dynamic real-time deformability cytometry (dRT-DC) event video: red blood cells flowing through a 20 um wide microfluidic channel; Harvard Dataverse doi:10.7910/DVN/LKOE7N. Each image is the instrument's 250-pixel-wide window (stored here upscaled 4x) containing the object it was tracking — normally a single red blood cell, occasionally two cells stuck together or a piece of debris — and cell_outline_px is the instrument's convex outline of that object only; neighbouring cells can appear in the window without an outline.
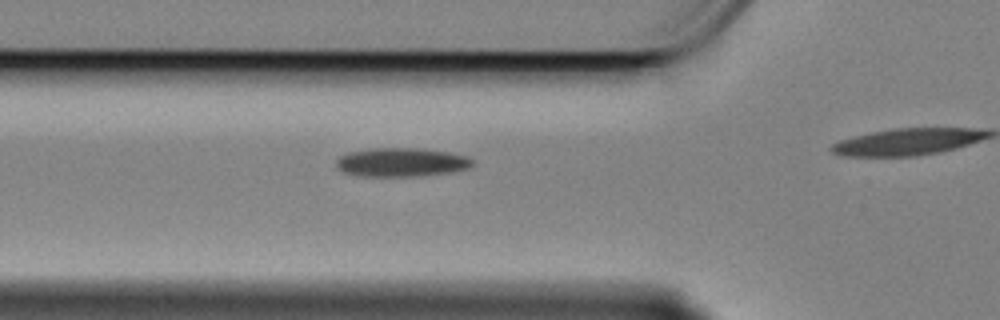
{"species": "Egyptian fruit bat (a non-hibernating species)", "species_latin": "Rousettus aegyptiacus", "temperature_condition": "cold", "stored_images_in_passage": 19, "camera_frame_rate_fps": 3000, "um_per_image_px": 0.085, "animal": {"sex": "female"}, "frame": {"image": 1, "passage_image": 14, "time_ms": 4.333, "image_size_px": [1000, 320], "cell_outline_px": [[476, 160], [468, 168], [452, 172], [420, 176], [360, 176], [340, 172], [336, 168], [336, 160], [340, 156], [348, 152], [372, 148], [420, 148], [448, 152], [468, 156]], "centroid_in_image_um": [34.11, 13.79], "position_along_channel_um": 91.7, "area_um2": 23.18}}